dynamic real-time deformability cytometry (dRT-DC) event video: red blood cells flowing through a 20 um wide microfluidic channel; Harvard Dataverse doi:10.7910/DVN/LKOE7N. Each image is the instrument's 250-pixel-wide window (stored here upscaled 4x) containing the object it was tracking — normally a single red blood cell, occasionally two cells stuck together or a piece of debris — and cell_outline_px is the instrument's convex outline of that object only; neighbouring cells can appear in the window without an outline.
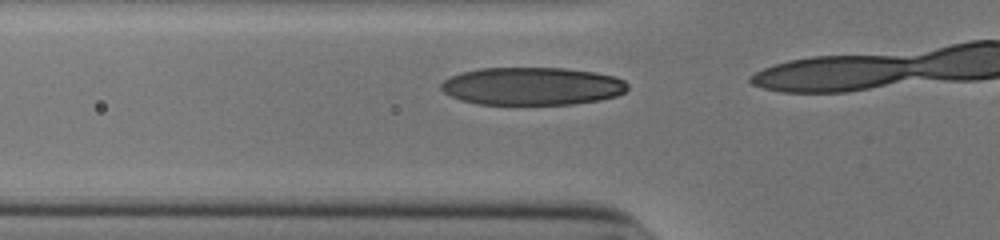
{"species": "human", "species_latin": "Homo sapiens", "temperature_condition": "cold", "stored_images_in_passage": 9, "camera_frame_rate_fps": 3000, "um_per_image_px": 0.085, "donor": {"sex": "male"}, "frame": {"image": 1, "passage_image": 7, "time_ms": 2.0, "image_size_px": [1000, 240], "cell_outline_px": [[628, 88], [624, 92], [616, 96], [600, 100], [572, 104], [480, 104], [460, 100], [444, 92], [440, 88], [440, 84], [444, 80], [460, 72], [480, 68], [568, 68], [596, 72], [616, 76], [624, 80], [628, 84]], "centroid_in_image_um": [45.25, 7.32], "position_along_channel_um": 80.5, "area_um2": 41.33}}